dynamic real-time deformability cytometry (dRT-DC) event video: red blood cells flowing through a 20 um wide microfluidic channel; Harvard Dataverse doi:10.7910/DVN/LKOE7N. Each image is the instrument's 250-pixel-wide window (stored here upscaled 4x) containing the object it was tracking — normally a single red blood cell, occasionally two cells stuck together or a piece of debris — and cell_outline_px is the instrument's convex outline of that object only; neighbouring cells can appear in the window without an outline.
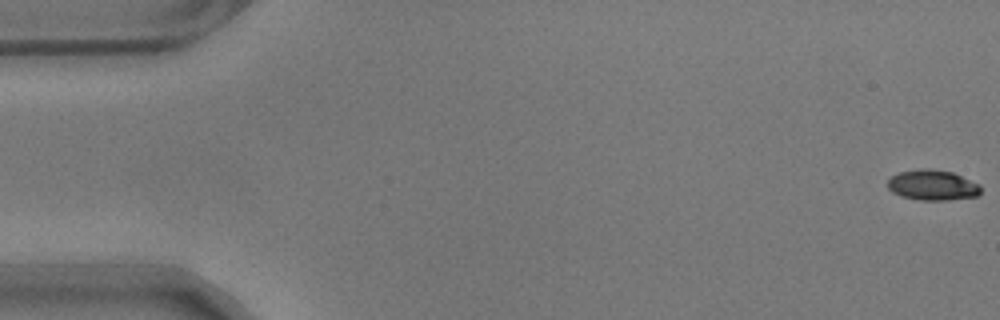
{"species": "common noctule bat (a hibernating species)", "species_latin": "Nyctalus noctula", "temperature_condition": "warm", "stored_images_in_passage": 57, "camera_frame_rate_fps": 3000, "um_per_image_px": 0.085, "animal": {"sex": "male", "body_mass_g": 17.9}, "frame": {"image": 1, "passage_image": 1, "time_ms": 0.0, "image_size_px": [1000, 320], "cell_outline_px": [[980, 192], [976, 196], [948, 200], [920, 200], [900, 196], [892, 192], [888, 188], [888, 180], [892, 176], [900, 172], [924, 168], [928, 168], [952, 172], [980, 184]], "centroid_in_image_um": [79.26, 15.74], "position_along_channel_um": 5.7, "area_um2": 16.42}}
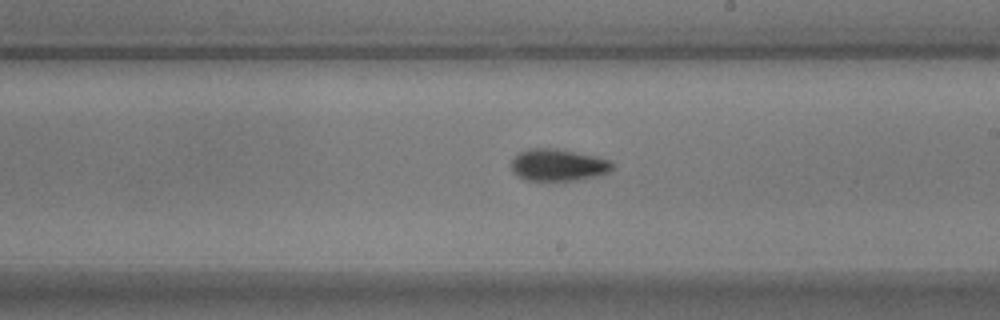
{"frame": {"image": 2, "passage_image": 33, "time_ms": 10.667, "image_size_px": [1000, 320], "cell_outline_px": [[616, 168], [608, 172], [596, 176], [576, 180], [524, 180], [516, 176], [512, 172], [512, 160], [520, 152], [528, 148], [556, 148], [596, 156], [612, 160]], "centroid_in_image_um": [47.47, 14.02], "position_along_channel_um": 241.5, "area_um2": 19.02}}
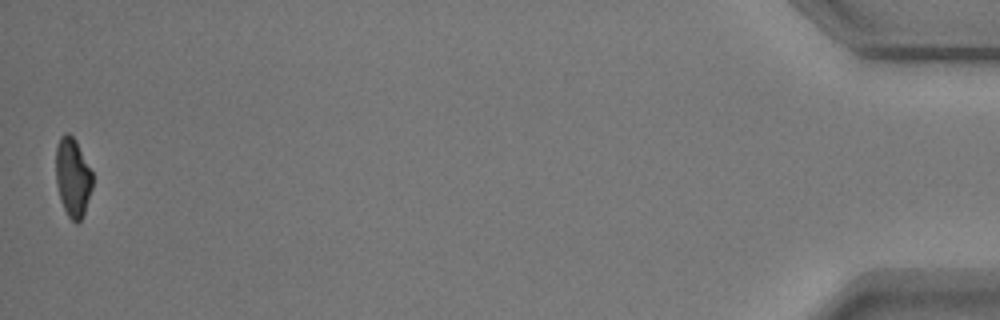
{"frame": {"image": 3, "passage_image": 57, "time_ms": 18.667, "image_size_px": [1000, 320], "cell_outline_px": [[92, 188], [84, 212], [80, 220], [76, 224], [68, 216], [60, 200], [56, 184], [56, 144], [60, 136], [64, 132], [68, 132], [76, 140], [92, 172]], "centroid_in_image_um": [6.16, 15.04], "position_along_channel_um": 429.0, "area_um2": 16.88}, "authors_computed_cell_mechanics": {"area_um2": 17.918, "velocity_mm_per_s": 3.5457, "shape_relaxation_time_tau1_ms": 3.874, "shape_relaxation_time_tau2_ms": 3.666, "deformation_change_tau1": 0.1418, "deformation_change_tau2": 0.0944}}